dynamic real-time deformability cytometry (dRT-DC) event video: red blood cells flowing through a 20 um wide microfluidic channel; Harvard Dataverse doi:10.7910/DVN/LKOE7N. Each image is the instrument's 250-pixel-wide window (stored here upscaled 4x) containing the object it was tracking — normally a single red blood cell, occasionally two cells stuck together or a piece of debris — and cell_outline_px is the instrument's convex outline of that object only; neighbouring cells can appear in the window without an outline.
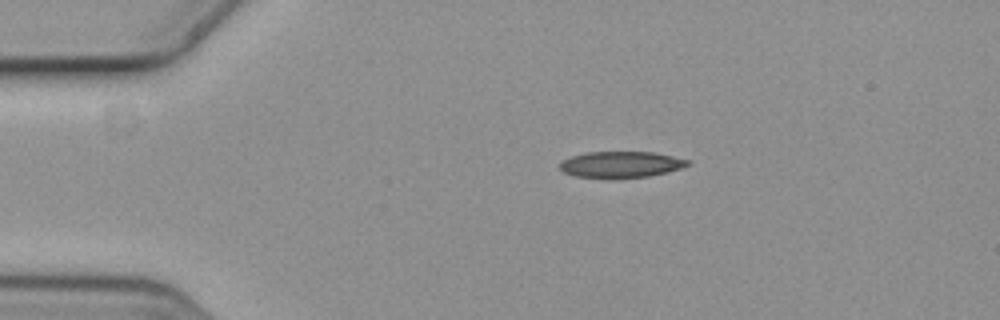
{"species": "common noctule bat (a hibernating species)", "species_latin": "Nyctalus noctula", "temperature_condition": "cold", "stored_images_in_passage": 7, "camera_frame_rate_fps": 3000, "um_per_image_px": 0.085, "animal": {"sex": "female", "body_mass_g": 19.3, "forearm_length_mm": 54.1}, "frame": {"image": 1, "passage_image": 1, "time_ms": 0.0, "image_size_px": [1000, 320], "cell_outline_px": [[692, 164], [668, 172], [648, 176], [576, 176], [564, 172], [560, 168], [560, 160], [572, 156], [588, 152], [652, 152], [692, 160]], "centroid_in_image_um": [52.83, 13.94], "position_along_channel_um": 32.2, "area_um2": 18.96}}
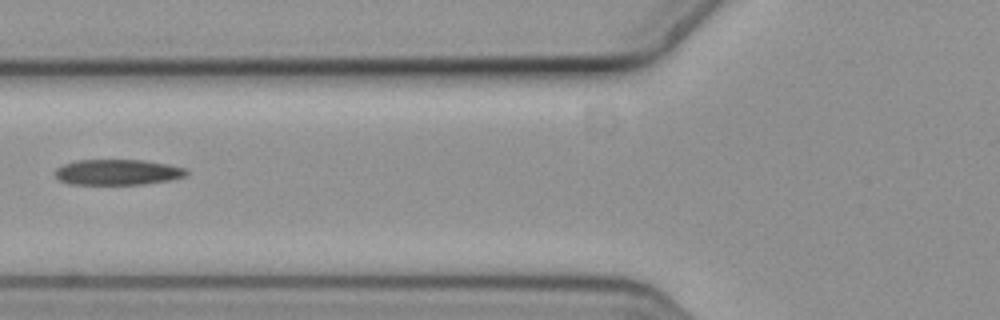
{"frame": {"image": 2, "passage_image": 4, "time_ms": 1.0, "image_size_px": [1000, 320], "cell_outline_px": [[188, 172], [184, 176], [168, 180], [144, 184], [68, 184], [60, 180], [56, 176], [56, 168], [64, 164], [76, 160], [144, 160], [168, 164], [184, 168]], "centroid_in_image_um": [9.97, 14.63], "position_along_channel_um": 115.8, "area_um2": 19.42}}
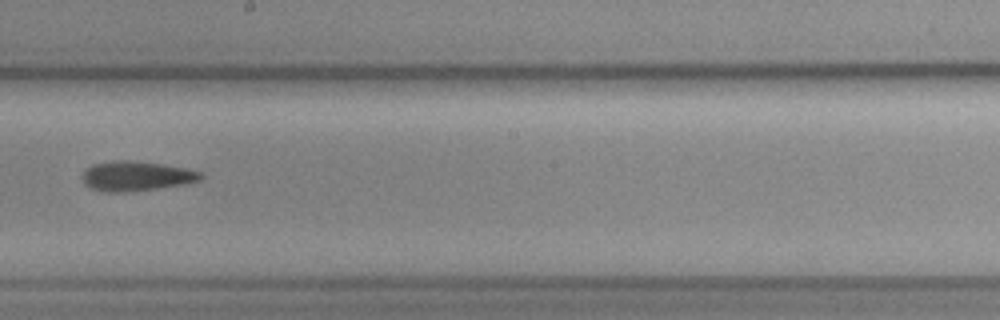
{"frame": {"image": 3, "passage_image": 7, "time_ms": 2.0, "image_size_px": [1000, 320], "cell_outline_px": [[204, 176], [200, 180], [184, 184], [160, 188], [124, 192], [104, 192], [92, 188], [84, 184], [80, 176], [92, 164], [112, 160], [128, 160], [160, 164], [184, 168], [200, 172]], "centroid_in_image_um": [11.54, 14.97], "position_along_channel_um": 236.7, "area_um2": 20.46}}